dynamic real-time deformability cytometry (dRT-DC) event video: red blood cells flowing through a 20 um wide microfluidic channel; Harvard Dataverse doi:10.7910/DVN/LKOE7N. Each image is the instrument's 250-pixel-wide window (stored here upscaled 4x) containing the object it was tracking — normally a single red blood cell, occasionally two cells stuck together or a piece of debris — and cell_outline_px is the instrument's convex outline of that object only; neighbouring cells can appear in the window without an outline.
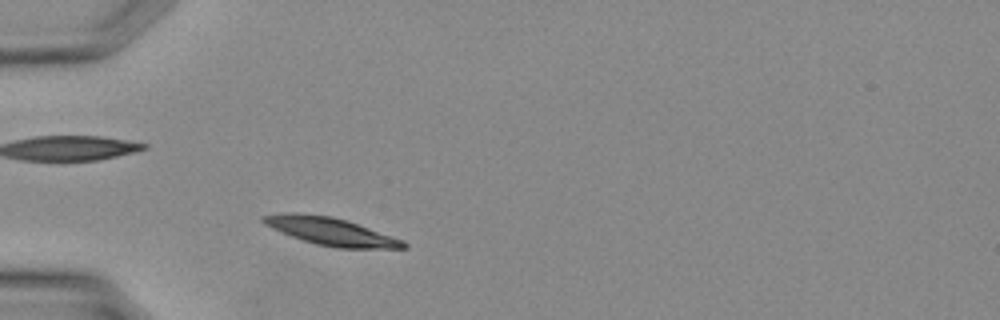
{"species": "Egyptian fruit bat (a non-hibernating species)", "species_latin": "Rousettus aegyptiacus", "temperature_condition": "warm", "stored_images_in_passage": 27, "camera_frame_rate_fps": 3000, "um_per_image_px": 0.085, "animal": {"sex": "female"}, "frame": {"image": 1, "passage_image": 1, "time_ms": 0.0, "image_size_px": [1000, 320], "cell_outline_px": [[408, 248], [336, 248], [316, 244], [280, 232], [264, 224], [260, 220], [260, 216], [284, 212], [296, 212], [332, 216], [404, 240], [408, 244]], "centroid_in_image_um": [28.07, 19.66], "position_along_channel_um": 56.9, "area_um2": 22.48}}
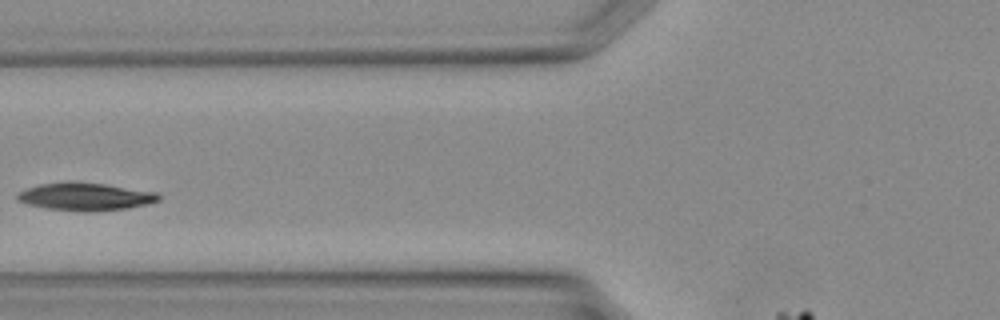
{"frame": {"image": 2, "passage_image": 5, "time_ms": 1.333, "image_size_px": [1000, 320], "cell_outline_px": [[160, 200], [148, 204], [128, 208], [92, 212], [88, 212], [48, 208], [28, 204], [16, 200], [16, 192], [40, 184], [68, 180], [72, 180], [104, 184], [156, 192], [160, 196]], "centroid_in_image_um": [7.23, 16.7], "position_along_channel_um": 118.6, "area_um2": 23.06}}